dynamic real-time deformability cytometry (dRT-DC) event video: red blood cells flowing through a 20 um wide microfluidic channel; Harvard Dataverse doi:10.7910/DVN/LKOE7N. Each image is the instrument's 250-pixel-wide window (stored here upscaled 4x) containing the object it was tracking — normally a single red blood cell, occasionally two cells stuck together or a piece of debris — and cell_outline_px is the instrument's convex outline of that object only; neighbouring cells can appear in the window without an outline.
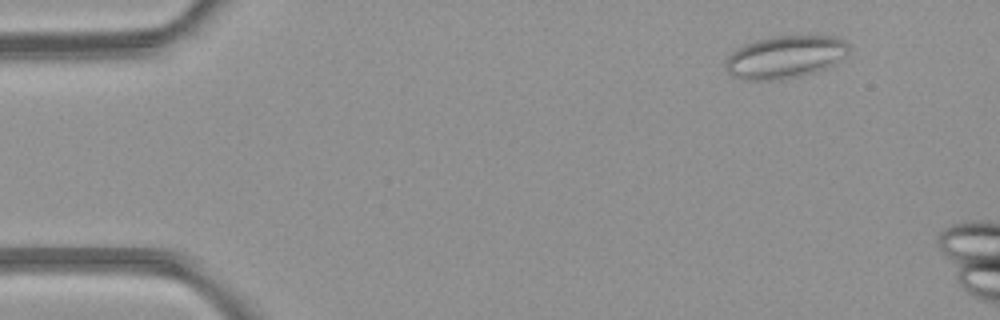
{"species": "common noctule bat (a hibernating species)", "species_latin": "Nyctalus noctula", "temperature_condition": "room temperature", "stored_images_in_passage": 3, "camera_frame_rate_fps": 3000, "um_per_image_px": 0.085, "animal": {"sex": "female", "body_mass_g": 21.9}, "frame": {"image": 1, "passage_image": 1, "time_ms": 0.0, "image_size_px": [1000, 320], "cell_outline_px": [[848, 52], [828, 68], [816, 72], [800, 76], [780, 80], [744, 80], [728, 76], [724, 64], [728, 56], [732, 52], [744, 44], [756, 40], [776, 36], [836, 36], [844, 40], [848, 44]], "centroid_in_image_um": [66.69, 4.86], "position_along_channel_um": 18.3, "area_um2": 30.81}}